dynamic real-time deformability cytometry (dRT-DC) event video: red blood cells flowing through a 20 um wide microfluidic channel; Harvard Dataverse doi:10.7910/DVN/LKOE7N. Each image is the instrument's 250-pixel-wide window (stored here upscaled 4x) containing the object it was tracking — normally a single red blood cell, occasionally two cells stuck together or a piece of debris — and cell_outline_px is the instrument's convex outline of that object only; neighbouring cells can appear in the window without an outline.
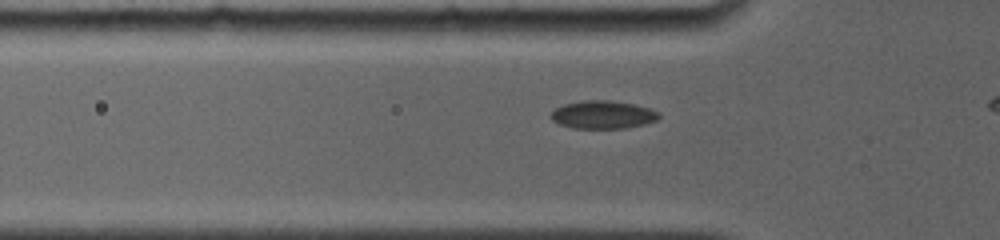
{"species": "common noctule bat (a hibernating species)", "species_latin": "Nyctalus noctula", "temperature_condition": "room temperature", "stored_images_in_passage": 7, "camera_frame_rate_fps": 4000, "um_per_image_px": 0.085, "animal": {"sex": "female", "body_mass_g": 19.0, "forearm_length_mm": 56.7}, "frame": {"image": 1, "passage_image": 5, "time_ms": 2.25, "image_size_px": [1000, 240], "cell_outline_px": [[660, 116], [656, 120], [644, 124], [624, 128], [572, 128], [560, 124], [552, 120], [548, 116], [556, 108], [564, 104], [580, 100], [608, 100], [636, 104], [660, 112]], "centroid_in_image_um": [51.23, 9.74], "position_along_channel_um": 74.6, "area_um2": 17.69}}